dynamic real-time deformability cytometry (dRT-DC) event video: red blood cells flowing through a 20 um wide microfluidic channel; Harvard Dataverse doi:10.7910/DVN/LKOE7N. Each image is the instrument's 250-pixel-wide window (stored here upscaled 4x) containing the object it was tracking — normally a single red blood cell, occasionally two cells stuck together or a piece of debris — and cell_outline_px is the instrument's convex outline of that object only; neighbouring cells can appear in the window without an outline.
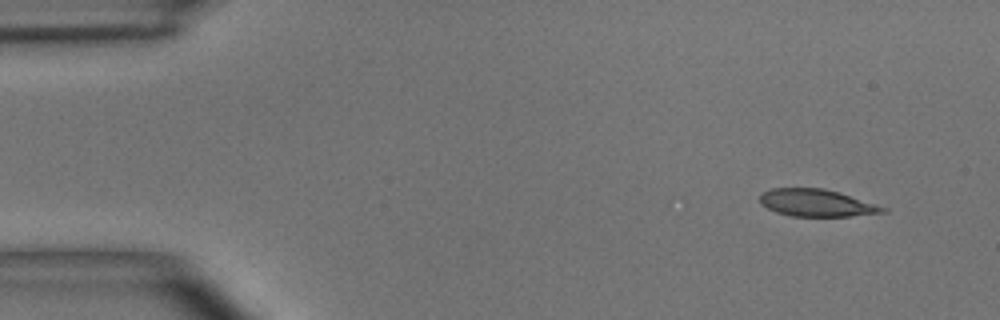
{"species": "common noctule bat (a hibernating species)", "species_latin": "Nyctalus noctula", "temperature_condition": "room temperature", "stored_images_in_passage": 4, "camera_frame_rate_fps": 3000, "um_per_image_px": 0.085, "animal": {"sex": "male", "body_mass_g": 15.6}, "frame": {"image": 1, "passage_image": 1, "time_ms": 0.0, "image_size_px": [1000, 320], "cell_outline_px": [[888, 212], [848, 216], [792, 216], [776, 212], [760, 204], [760, 192], [768, 188], [824, 188], [876, 204], [888, 208]], "centroid_in_image_um": [69.37, 17.24], "position_along_channel_um": 15.6, "area_um2": 19.48}}
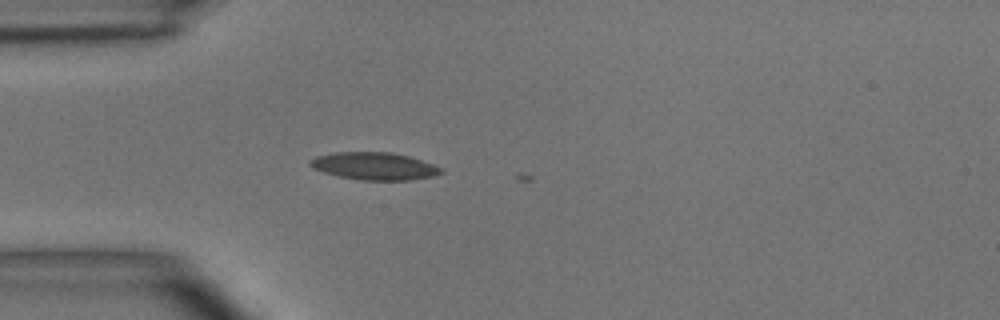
{"frame": {"image": 2, "passage_image": 4, "time_ms": 3.333, "image_size_px": [1000, 320], "cell_outline_px": [[444, 172], [432, 176], [408, 180], [360, 180], [340, 176], [324, 172], [312, 168], [308, 164], [316, 156], [336, 152], [392, 152], [408, 156], [444, 168]], "centroid_in_image_um": [31.83, 14.11], "position_along_channel_um": 53.2, "area_um2": 20.81}}